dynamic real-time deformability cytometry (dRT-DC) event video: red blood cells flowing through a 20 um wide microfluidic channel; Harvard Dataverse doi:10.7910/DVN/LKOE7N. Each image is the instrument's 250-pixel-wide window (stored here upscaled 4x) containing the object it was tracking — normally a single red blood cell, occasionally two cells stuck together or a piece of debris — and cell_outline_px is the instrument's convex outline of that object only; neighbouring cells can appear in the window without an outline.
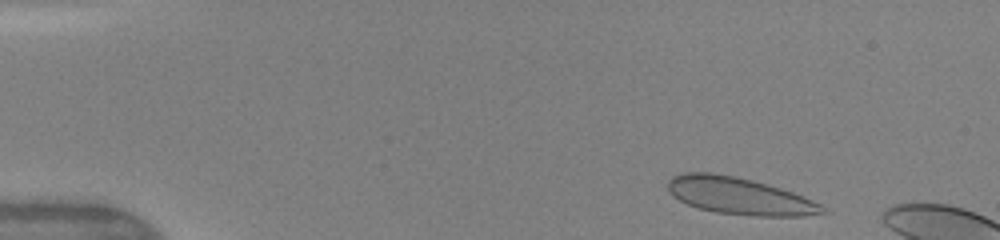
{"species": "human", "species_latin": "Homo sapiens", "temperature_condition": "warm", "stored_images_in_passage": 9, "camera_frame_rate_fps": 3000, "um_per_image_px": 0.085, "donor": {"sex": "female"}, "frame": {"image": 1, "passage_image": 3, "time_ms": 0.667, "image_size_px": [1000, 240], "cell_outline_px": [[832, 212], [804, 216], [756, 216], [716, 212], [700, 208], [688, 204], [672, 196], [668, 192], [668, 180], [672, 176], [684, 172], [712, 172], [752, 180], [780, 188], [804, 196], [820, 204]], "centroid_in_image_um": [62.86, 16.66], "position_along_channel_um": 22.1, "area_um2": 33.35}}